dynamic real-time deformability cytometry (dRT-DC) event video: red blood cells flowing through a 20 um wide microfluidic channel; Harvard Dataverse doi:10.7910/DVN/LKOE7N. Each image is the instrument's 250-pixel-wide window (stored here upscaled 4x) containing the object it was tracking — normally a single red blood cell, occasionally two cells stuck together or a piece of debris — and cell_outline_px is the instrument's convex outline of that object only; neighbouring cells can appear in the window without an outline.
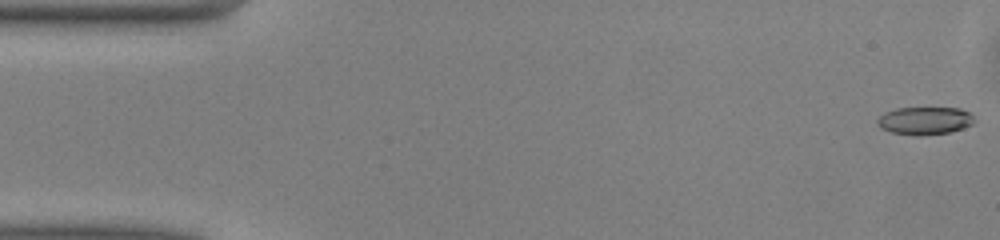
{"species": "common noctule bat (a hibernating species)", "species_latin": "Nyctalus noctula", "temperature_condition": "warm", "stored_images_in_passage": 50, "camera_frame_rate_fps": 3000, "um_per_image_px": 0.085, "animal": {"sex": "male", "body_mass_g": 13.0, "forearm_length_mm": 53.1}, "frame": {"image": 1, "passage_image": 1, "time_ms": 0.0, "image_size_px": [1000, 240], "cell_outline_px": [[972, 124], [964, 128], [948, 132], [920, 136], [916, 136], [892, 132], [880, 128], [876, 124], [876, 120], [884, 112], [896, 108], [960, 108], [968, 112], [972, 116]], "centroid_in_image_um": [78.55, 10.26], "position_along_channel_um": 6.5, "area_um2": 15.66}}
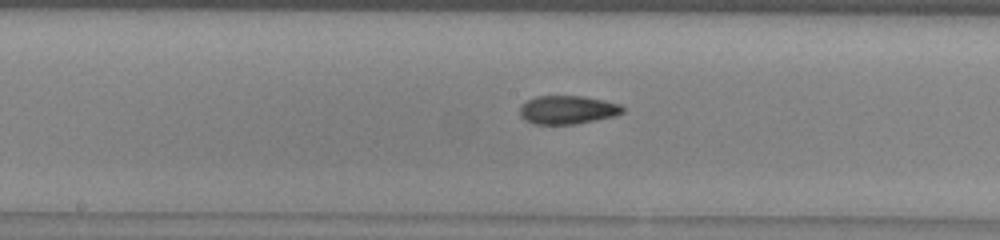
{"frame": {"image": 2, "passage_image": 25, "time_ms": 8.0, "image_size_px": [1000, 240], "cell_outline_px": [[624, 112], [612, 116], [576, 124], [536, 124], [524, 120], [520, 116], [520, 108], [528, 100], [536, 96], [584, 96], [620, 104], [624, 108]], "centroid_in_image_um": [48.23, 9.33], "position_along_channel_um": 200.0, "area_um2": 16.88}}
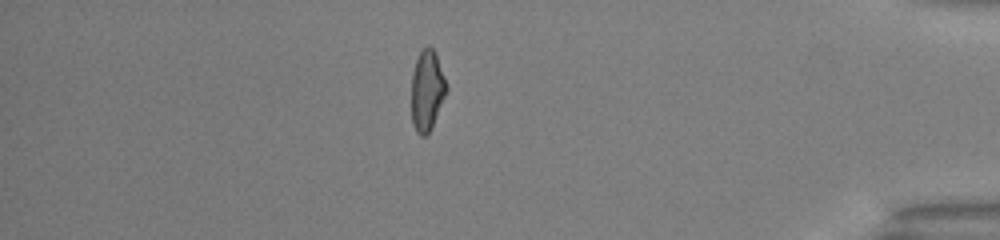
{"frame": {"image": 3, "passage_image": 43, "time_ms": 14.0, "image_size_px": [1000, 240], "cell_outline_px": [[448, 92], [432, 128], [424, 136], [420, 136], [416, 132], [412, 124], [412, 72], [416, 60], [420, 52], [428, 44], [436, 52], [448, 88]], "centroid_in_image_um": [36.32, 7.7], "position_along_channel_um": 398.9, "area_um2": 16.7}, "authors_computed_cell_mechanics": {"area_um2": 16.8487, "velocity_mm_per_s": 4.0861, "shape_relaxation_time_tau1_ms": 6.1249, "shape_relaxation_time_tau2_ms": 2.6661, "deformation_change_tau1": 0.1718, "deformation_change_tau2": 0.0975}}